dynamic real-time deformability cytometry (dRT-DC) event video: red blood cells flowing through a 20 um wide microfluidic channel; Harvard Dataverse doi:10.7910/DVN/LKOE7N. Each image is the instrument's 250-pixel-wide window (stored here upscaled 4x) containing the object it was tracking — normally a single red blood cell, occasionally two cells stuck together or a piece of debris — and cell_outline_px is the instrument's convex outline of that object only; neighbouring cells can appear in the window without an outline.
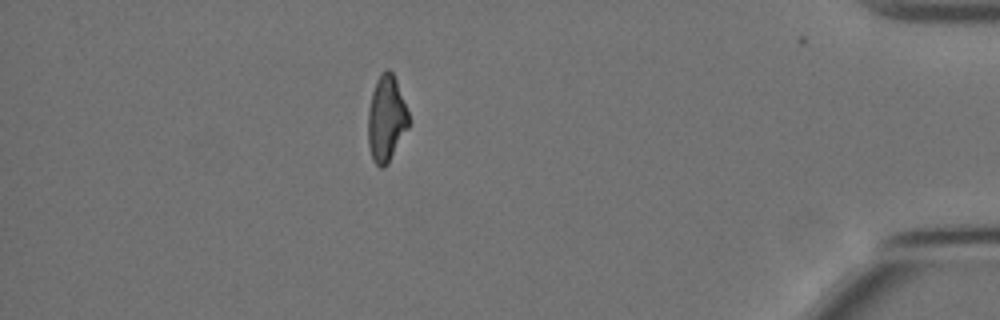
{"species": "Egyptian fruit bat (a non-hibernating species)", "species_latin": "Rousettus aegyptiacus", "temperature_condition": "cold", "stored_images_in_passage": 60, "camera_frame_rate_fps": 3000, "um_per_image_px": 0.085, "animal": {"sex": "female"}, "frame": {"image": 1, "passage_image": 60, "time_ms": 19.667, "image_size_px": [1000, 320], "cell_outline_px": [[408, 128], [388, 164], [384, 168], [380, 168], [372, 160], [368, 144], [368, 112], [372, 92], [376, 80], [388, 68], [392, 72], [396, 80], [408, 112]], "centroid_in_image_um": [32.82, 10.14], "position_along_channel_um": 402.4, "area_um2": 20.23}}